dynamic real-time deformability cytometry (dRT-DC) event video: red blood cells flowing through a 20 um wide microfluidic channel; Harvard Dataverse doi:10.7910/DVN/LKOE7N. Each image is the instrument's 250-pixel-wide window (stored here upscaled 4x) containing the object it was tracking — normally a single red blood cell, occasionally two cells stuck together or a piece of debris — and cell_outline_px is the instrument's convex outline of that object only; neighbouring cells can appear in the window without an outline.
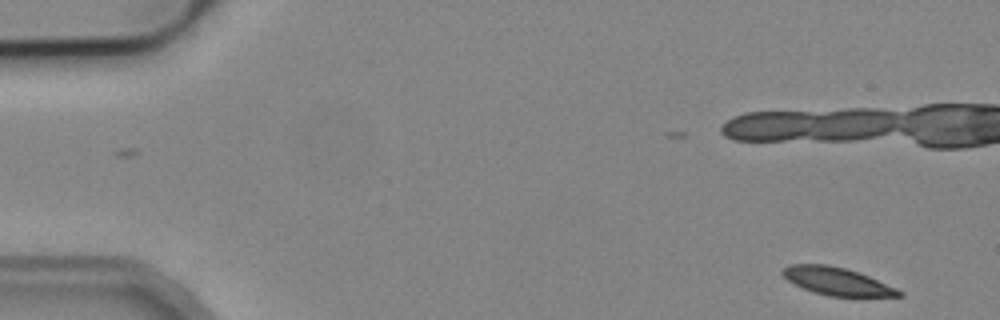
{"species": "common noctule bat (a hibernating species)", "species_latin": "Nyctalus noctula", "temperature_condition": "cold", "stored_images_in_passage": 18, "camera_frame_rate_fps": 3000, "um_per_image_px": 0.085, "animal": {"sex": "male", "body_mass_g": 19.2, "forearm_length_mm": 51.8}, "frame": {"image": 1, "passage_image": 1, "time_ms": 0.0, "image_size_px": [1000, 320], "cell_outline_px": [[904, 296], [828, 296], [804, 288], [788, 280], [780, 272], [788, 264], [828, 264], [844, 268], [868, 276], [896, 288], [904, 292]], "centroid_in_image_um": [71.14, 23.9], "position_along_channel_um": 13.9, "area_um2": 18.44}}